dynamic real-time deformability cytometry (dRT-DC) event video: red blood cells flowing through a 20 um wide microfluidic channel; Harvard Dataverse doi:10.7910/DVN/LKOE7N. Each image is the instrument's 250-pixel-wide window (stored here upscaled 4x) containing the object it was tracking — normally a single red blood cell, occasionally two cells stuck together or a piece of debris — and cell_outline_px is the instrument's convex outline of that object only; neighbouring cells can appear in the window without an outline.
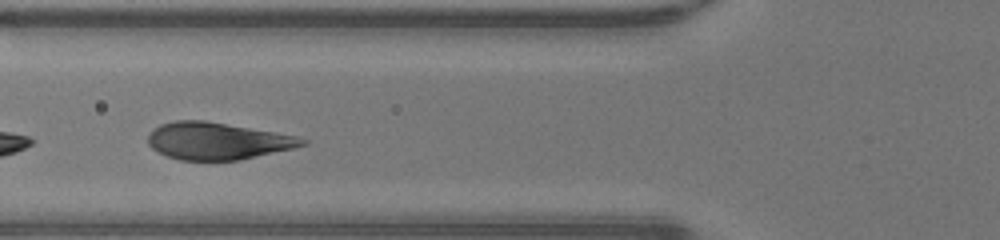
{"species": "human", "species_latin": "Homo sapiens", "temperature_condition": "warm", "stored_images_in_passage": 31, "segment_of_instrument_passage": [2, 2], "camera_frame_rate_fps": 3000, "um_per_image_px": 0.085, "donor": {"sex": "male"}, "frame": {"image": 1, "passage_image": 10, "time_ms": 3.0, "image_size_px": [1000, 240], "cell_outline_px": [[308, 144], [292, 148], [240, 160], [180, 160], [168, 156], [152, 148], [148, 144], [148, 136], [160, 124], [176, 120], [204, 120], [296, 136], [308, 140]], "centroid_in_image_um": [18.47, 11.98], "position_along_channel_um": 107.3, "area_um2": 32.89}}